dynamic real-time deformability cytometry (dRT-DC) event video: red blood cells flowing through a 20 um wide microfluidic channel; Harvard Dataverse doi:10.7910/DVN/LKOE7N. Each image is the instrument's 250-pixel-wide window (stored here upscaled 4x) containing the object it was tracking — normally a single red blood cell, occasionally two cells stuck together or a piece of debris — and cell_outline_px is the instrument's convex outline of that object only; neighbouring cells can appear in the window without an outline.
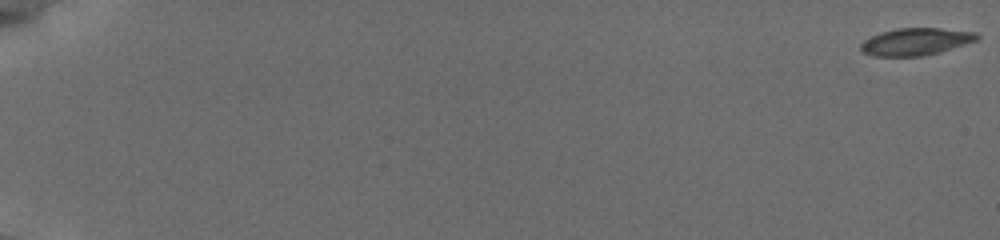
{"species": "common noctule bat (a hibernating species)", "species_latin": "Nyctalus noctula", "temperature_condition": "cold", "stored_images_in_passage": 14, "camera_frame_rate_fps": 3000, "um_per_image_px": 0.085, "animal": {"sex": "female", "body_mass_g": 19.5, "forearm_length_mm": 54.1}, "frame": {"image": 1, "passage_image": 1, "time_ms": 0.0, "image_size_px": [1000, 240], "cell_outline_px": [[980, 40], [940, 52], [924, 56], [872, 56], [864, 52], [860, 48], [860, 44], [864, 40], [880, 32], [896, 28], [940, 28], [976, 32], [980, 36]], "centroid_in_image_um": [77.88, 3.54], "position_along_channel_um": 7.1, "area_um2": 18.61}}
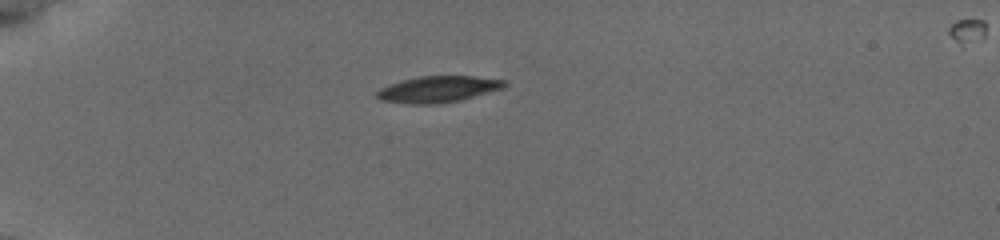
{"frame": {"image": 2, "passage_image": 11, "time_ms": 5.667, "image_size_px": [1000, 240], "cell_outline_px": [[508, 84], [504, 88], [460, 100], [436, 104], [412, 104], [380, 100], [376, 96], [376, 92], [380, 88], [404, 80], [420, 76], [472, 76], [508, 80]], "centroid_in_image_um": [37.28, 7.58], "position_along_channel_um": 47.7, "area_um2": 19.48}}
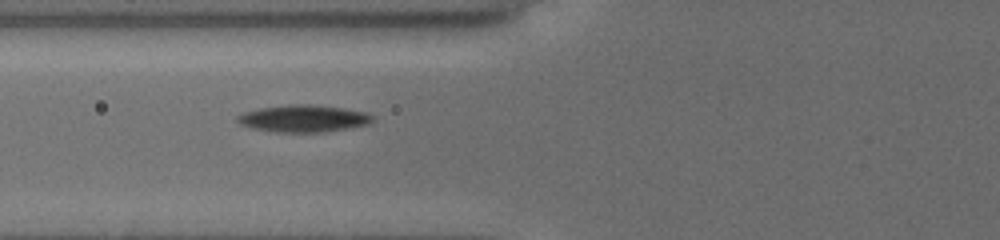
{"frame": {"image": 3, "passage_image": 14, "time_ms": 8.0, "image_size_px": [1000, 240], "cell_outline_px": [[372, 120], [368, 124], [328, 132], [276, 132], [252, 128], [240, 124], [236, 120], [236, 116], [244, 112], [260, 108], [288, 104], [308, 104], [344, 108], [368, 112], [372, 116]], "centroid_in_image_um": [25.78, 10.07], "position_along_channel_um": 100.0, "area_um2": 21.39}}